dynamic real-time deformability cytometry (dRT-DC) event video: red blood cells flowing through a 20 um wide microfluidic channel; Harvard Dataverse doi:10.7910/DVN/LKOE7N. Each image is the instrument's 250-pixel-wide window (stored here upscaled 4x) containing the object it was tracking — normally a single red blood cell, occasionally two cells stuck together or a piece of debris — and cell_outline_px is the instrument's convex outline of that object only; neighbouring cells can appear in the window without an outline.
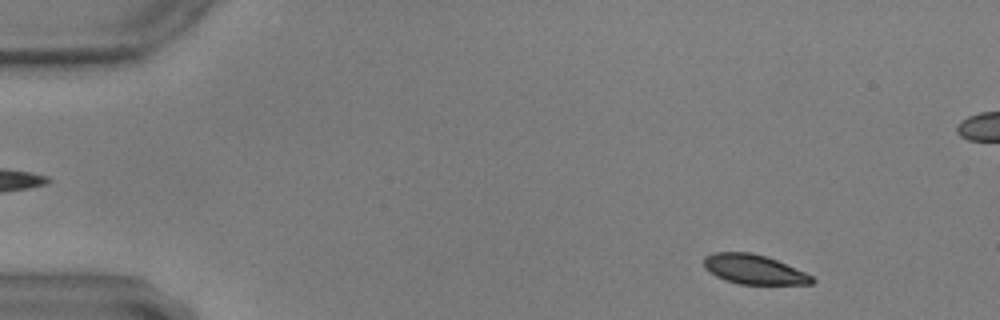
{"species": "common noctule bat (a hibernating species)", "species_latin": "Nyctalus noctula", "temperature_condition": "warm", "stored_images_in_passage": 17, "camera_frame_rate_fps": 3000, "um_per_image_px": 0.085, "animal": {"sex": "male", "body_mass_g": 17.9, "forearm_length_mm": 54.2}, "frame": {"image": 1, "passage_image": 5, "time_ms": 1.333, "image_size_px": [1000, 320], "cell_outline_px": [[816, 280], [812, 284], [740, 284], [716, 276], [704, 268], [704, 256], [712, 252], [752, 252], [776, 260], [804, 272], [812, 276]], "centroid_in_image_um": [64.06, 22.89], "position_along_channel_um": 20.9, "area_um2": 18.44}}